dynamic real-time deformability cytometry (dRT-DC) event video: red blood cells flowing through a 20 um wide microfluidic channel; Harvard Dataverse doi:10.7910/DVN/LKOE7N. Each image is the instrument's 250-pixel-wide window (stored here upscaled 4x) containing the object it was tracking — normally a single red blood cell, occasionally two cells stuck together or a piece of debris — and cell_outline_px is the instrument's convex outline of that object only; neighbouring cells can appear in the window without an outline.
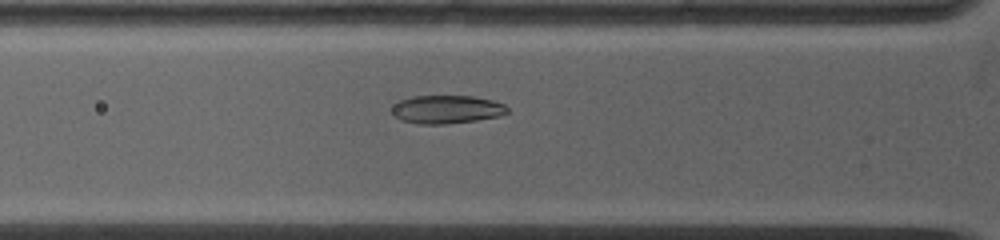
{"species": "common noctule bat (a hibernating species)", "species_latin": "Nyctalus noctula", "temperature_condition": "warm", "stored_images_in_passage": 26, "camera_frame_rate_fps": 5000, "um_per_image_px": 0.085, "animal": {"sex": "female", "body_mass_g": 19.0, "forearm_length_mm": 53.3}, "frame": {"image": 1, "passage_image": 9, "time_ms": 3.0, "image_size_px": [1000, 240], "cell_outline_px": [[508, 112], [500, 116], [476, 120], [448, 124], [416, 124], [400, 120], [392, 116], [392, 108], [400, 100], [412, 96], [472, 96], [492, 100], [504, 104], [508, 108]], "centroid_in_image_um": [37.95, 9.31], "position_along_channel_um": 87.9, "area_um2": 19.13}}
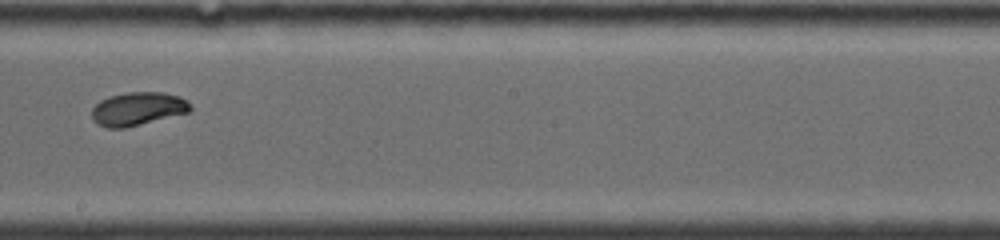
{"frame": {"image": 2, "passage_image": 16, "time_ms": 6.8, "image_size_px": [1000, 240], "cell_outline_px": [[192, 108], [188, 112], [124, 128], [108, 128], [96, 124], [92, 120], [92, 108], [100, 100], [108, 96], [128, 92], [164, 92], [180, 96], [188, 100]], "centroid_in_image_um": [11.69, 9.24], "position_along_channel_um": 236.5, "area_um2": 19.19}}
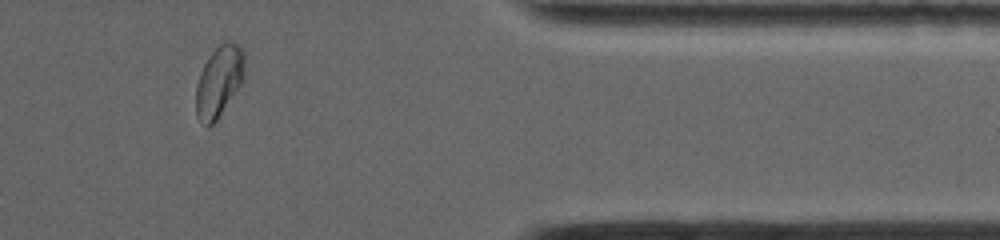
{"frame": {"image": 3, "passage_image": 24, "time_ms": 11.4, "image_size_px": [1000, 240], "cell_outline_px": [[244, 80], [216, 120], [208, 128], [204, 128], [196, 116], [196, 84], [200, 72], [204, 64], [212, 52], [224, 40], [236, 44], [244, 52]], "centroid_in_image_um": [18.6, 6.95], "position_along_channel_um": 392.8, "area_um2": 20.17}, "authors_computed_cell_mechanics": {"area_um2": 19.363, "velocity_mm_per_s": 3.9159, "shape_relaxation_time_tau1_ms": 4.7087, "shape_relaxation_time_tau2_ms": null, "deformation_change_tau1": 0.1476, "deformation_change_tau2": null}}